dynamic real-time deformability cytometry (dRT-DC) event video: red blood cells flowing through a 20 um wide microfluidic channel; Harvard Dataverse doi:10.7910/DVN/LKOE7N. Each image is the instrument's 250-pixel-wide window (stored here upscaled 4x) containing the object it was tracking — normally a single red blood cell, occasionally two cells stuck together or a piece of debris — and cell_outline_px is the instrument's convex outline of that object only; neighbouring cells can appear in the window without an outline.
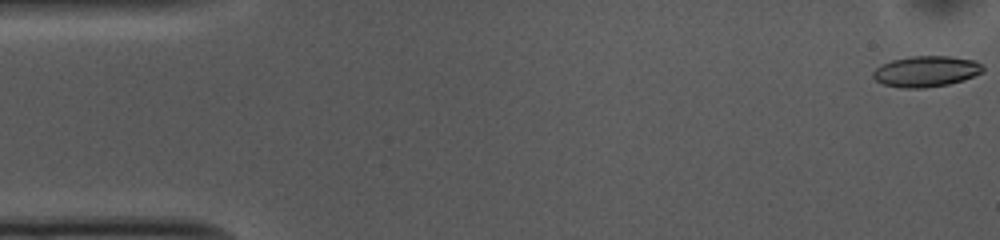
{"species": "common noctule bat (a hibernating species)", "species_latin": "Nyctalus noctula", "temperature_condition": "cold", "stored_images_in_passage": 53, "camera_frame_rate_fps": 3000, "um_per_image_px": 0.085, "animal": {"sex": "female", "body_mass_g": 10.0, "forearm_length_mm": 53.1}, "frame": {"image": 1, "passage_image": 1, "time_ms": 0.0, "image_size_px": [1000, 240], "cell_outline_px": [[984, 72], [964, 80], [948, 84], [924, 88], [900, 88], [884, 84], [876, 80], [872, 76], [872, 72], [880, 64], [892, 60], [912, 56], [952, 56], [976, 60], [984, 68]], "centroid_in_image_um": [78.73, 6.06], "position_along_channel_um": 6.3, "area_um2": 19.94}}
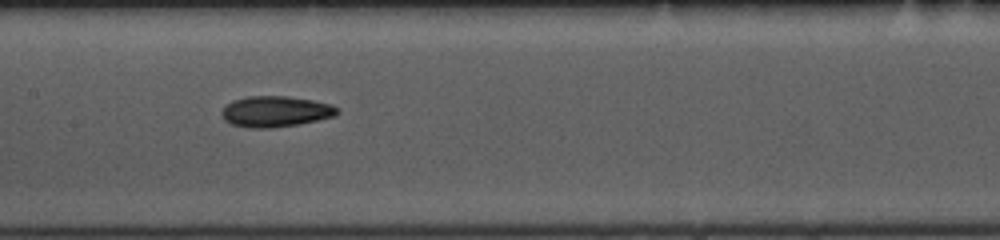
{"frame": {"image": 2, "passage_image": 25, "time_ms": 8.0, "image_size_px": [1000, 240], "cell_outline_px": [[340, 112], [336, 116], [296, 124], [272, 128], [248, 128], [232, 124], [224, 120], [220, 112], [232, 100], [248, 96], [288, 96], [312, 100], [332, 104], [340, 108]], "centroid_in_image_um": [23.44, 9.47], "position_along_channel_um": 184.0, "area_um2": 20.87}}
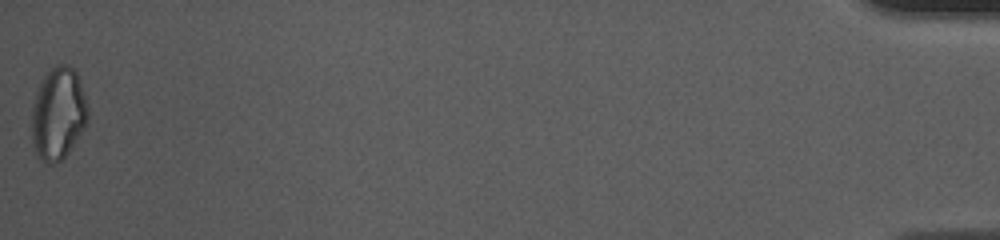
{"frame": {"image": 3, "passage_image": 53, "time_ms": 17.333, "image_size_px": [1000, 240], "cell_outline_px": [[88, 124], [68, 152], [60, 160], [52, 164], [48, 164], [40, 160], [36, 156], [32, 144], [32, 104], [36, 92], [48, 68], [56, 64], [68, 64], [76, 72], [80, 80], [88, 108]], "centroid_in_image_um": [4.94, 9.65], "position_along_channel_um": 430.3, "area_um2": 30.63}, "authors_computed_cell_mechanics": {"area_um2": 20.1144, "velocity_mm_per_s": 3.7361, "shape_relaxation_time_tau1_ms": 8.1442, "shape_relaxation_time_tau2_ms": 6.3108, "deformation_change_tau1": 0.1791, "deformation_change_tau2": 0.1385}}